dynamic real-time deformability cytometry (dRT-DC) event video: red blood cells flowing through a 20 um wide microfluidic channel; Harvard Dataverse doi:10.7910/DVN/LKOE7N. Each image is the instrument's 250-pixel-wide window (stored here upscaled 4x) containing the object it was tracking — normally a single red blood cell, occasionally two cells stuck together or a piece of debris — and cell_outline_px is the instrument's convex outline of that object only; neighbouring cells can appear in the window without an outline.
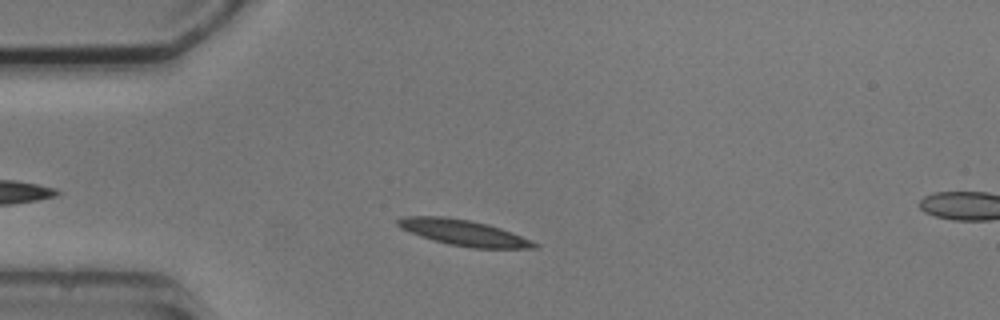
{"species": "common noctule bat (a hibernating species)", "species_latin": "Nyctalus noctula", "temperature_condition": "cold", "stored_images_in_passage": 4, "camera_frame_rate_fps": 3000, "um_per_image_px": 0.085, "animal": {"sex": "male", "body_mass_g": 20.5, "forearm_length_mm": 52.5}, "frame": {"image": 1, "passage_image": 3, "time_ms": 2.333, "image_size_px": [1000, 320], "cell_outline_px": [[540, 248], [472, 248], [448, 244], [432, 240], [420, 236], [400, 228], [396, 224], [396, 220], [404, 216], [444, 216], [468, 220], [488, 224], [512, 232], [540, 244]], "centroid_in_image_um": [39.41, 19.78], "position_along_channel_um": 45.6, "area_um2": 20.58}}